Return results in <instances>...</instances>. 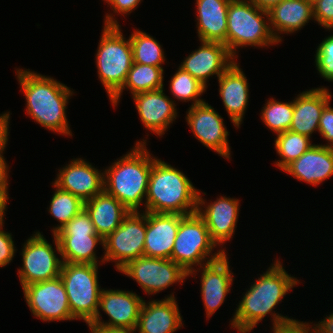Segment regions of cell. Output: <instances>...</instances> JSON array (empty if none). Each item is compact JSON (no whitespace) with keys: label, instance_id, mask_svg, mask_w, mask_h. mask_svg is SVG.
I'll use <instances>...</instances> for the list:
<instances>
[{"label":"cell","instance_id":"6da1fadb","mask_svg":"<svg viewBox=\"0 0 333 333\" xmlns=\"http://www.w3.org/2000/svg\"><path fill=\"white\" fill-rule=\"evenodd\" d=\"M300 280L288 274L283 264L279 260H274L268 269L260 274L254 284L251 283L242 296V300L236 307L234 316L230 321L233 329L238 333H250L259 322L265 319L267 314H270V319L273 326L282 325L294 320L288 316H284L279 312L273 311L276 309L287 293L299 285ZM274 312V313H273Z\"/></svg>","mask_w":333,"mask_h":333},{"label":"cell","instance_id":"7a4b0ae2","mask_svg":"<svg viewBox=\"0 0 333 333\" xmlns=\"http://www.w3.org/2000/svg\"><path fill=\"white\" fill-rule=\"evenodd\" d=\"M16 75L26 101V113L37 124L61 135L72 137L66 109L74 92L53 77L17 68Z\"/></svg>","mask_w":333,"mask_h":333},{"label":"cell","instance_id":"3957f363","mask_svg":"<svg viewBox=\"0 0 333 333\" xmlns=\"http://www.w3.org/2000/svg\"><path fill=\"white\" fill-rule=\"evenodd\" d=\"M147 140L136 141L134 147L104 172V191L114 196L130 212H139L145 204L154 156L147 150ZM144 199V200H143Z\"/></svg>","mask_w":333,"mask_h":333},{"label":"cell","instance_id":"277c9868","mask_svg":"<svg viewBox=\"0 0 333 333\" xmlns=\"http://www.w3.org/2000/svg\"><path fill=\"white\" fill-rule=\"evenodd\" d=\"M157 158L149 176L145 211L179 215L197 212L199 190L182 171Z\"/></svg>","mask_w":333,"mask_h":333},{"label":"cell","instance_id":"5b68a950","mask_svg":"<svg viewBox=\"0 0 333 333\" xmlns=\"http://www.w3.org/2000/svg\"><path fill=\"white\" fill-rule=\"evenodd\" d=\"M96 55L98 78L109 100L122 88L133 65L130 38L124 37L113 13H107Z\"/></svg>","mask_w":333,"mask_h":333},{"label":"cell","instance_id":"8992f818","mask_svg":"<svg viewBox=\"0 0 333 333\" xmlns=\"http://www.w3.org/2000/svg\"><path fill=\"white\" fill-rule=\"evenodd\" d=\"M277 44L270 28L268 11L259 9L252 2L230 1L226 47L235 60L238 59L239 47L269 48Z\"/></svg>","mask_w":333,"mask_h":333},{"label":"cell","instance_id":"52a82bcc","mask_svg":"<svg viewBox=\"0 0 333 333\" xmlns=\"http://www.w3.org/2000/svg\"><path fill=\"white\" fill-rule=\"evenodd\" d=\"M216 247L204 220L195 212L180 220L171 259L189 273L194 267L216 261L226 253L224 248L216 250ZM214 250L217 252L213 254Z\"/></svg>","mask_w":333,"mask_h":333},{"label":"cell","instance_id":"ba28073f","mask_svg":"<svg viewBox=\"0 0 333 333\" xmlns=\"http://www.w3.org/2000/svg\"><path fill=\"white\" fill-rule=\"evenodd\" d=\"M98 266L92 264L63 263L60 278L64 283L69 307L76 320L90 323L99 307L101 286Z\"/></svg>","mask_w":333,"mask_h":333},{"label":"cell","instance_id":"9c48e42d","mask_svg":"<svg viewBox=\"0 0 333 333\" xmlns=\"http://www.w3.org/2000/svg\"><path fill=\"white\" fill-rule=\"evenodd\" d=\"M54 235L59 243L63 263L92 265L105 263L98 260L95 251L98 243L103 246V238L96 233L84 208Z\"/></svg>","mask_w":333,"mask_h":333},{"label":"cell","instance_id":"30bf717a","mask_svg":"<svg viewBox=\"0 0 333 333\" xmlns=\"http://www.w3.org/2000/svg\"><path fill=\"white\" fill-rule=\"evenodd\" d=\"M34 233L25 241L21 252L23 264L17 274L22 287L52 280L61 274L63 261L58 257L61 253L57 237L52 234L53 248L41 232Z\"/></svg>","mask_w":333,"mask_h":333},{"label":"cell","instance_id":"8fae6325","mask_svg":"<svg viewBox=\"0 0 333 333\" xmlns=\"http://www.w3.org/2000/svg\"><path fill=\"white\" fill-rule=\"evenodd\" d=\"M143 212V213H142ZM146 211L130 212L121 225L103 239L102 261L114 262L120 271L129 262L144 256Z\"/></svg>","mask_w":333,"mask_h":333},{"label":"cell","instance_id":"7c38bea8","mask_svg":"<svg viewBox=\"0 0 333 333\" xmlns=\"http://www.w3.org/2000/svg\"><path fill=\"white\" fill-rule=\"evenodd\" d=\"M119 272L135 280L148 295H154L171 285L183 284L188 273L172 259L142 256L129 262Z\"/></svg>","mask_w":333,"mask_h":333},{"label":"cell","instance_id":"4fadbf2b","mask_svg":"<svg viewBox=\"0 0 333 333\" xmlns=\"http://www.w3.org/2000/svg\"><path fill=\"white\" fill-rule=\"evenodd\" d=\"M29 310L43 322L76 320L71 313L64 283L58 278L22 287Z\"/></svg>","mask_w":333,"mask_h":333},{"label":"cell","instance_id":"5bb4252c","mask_svg":"<svg viewBox=\"0 0 333 333\" xmlns=\"http://www.w3.org/2000/svg\"><path fill=\"white\" fill-rule=\"evenodd\" d=\"M143 301L141 296L132 291L102 288L98 312L90 323L110 330L135 329ZM100 310L107 314L108 322L102 319Z\"/></svg>","mask_w":333,"mask_h":333},{"label":"cell","instance_id":"9a60e30c","mask_svg":"<svg viewBox=\"0 0 333 333\" xmlns=\"http://www.w3.org/2000/svg\"><path fill=\"white\" fill-rule=\"evenodd\" d=\"M186 122L194 137L209 150H213L222 158L230 160L229 133L225 121L219 113L206 101L190 106L186 111Z\"/></svg>","mask_w":333,"mask_h":333},{"label":"cell","instance_id":"2e32d148","mask_svg":"<svg viewBox=\"0 0 333 333\" xmlns=\"http://www.w3.org/2000/svg\"><path fill=\"white\" fill-rule=\"evenodd\" d=\"M201 193L199 190L197 213L204 220L211 239L217 246L224 247L225 242L234 236L239 216L240 200L233 197L219 196L214 202H207Z\"/></svg>","mask_w":333,"mask_h":333},{"label":"cell","instance_id":"e0dca14e","mask_svg":"<svg viewBox=\"0 0 333 333\" xmlns=\"http://www.w3.org/2000/svg\"><path fill=\"white\" fill-rule=\"evenodd\" d=\"M56 174L55 186L86 202L104 190V172L85 159L74 158Z\"/></svg>","mask_w":333,"mask_h":333},{"label":"cell","instance_id":"ac0fdd59","mask_svg":"<svg viewBox=\"0 0 333 333\" xmlns=\"http://www.w3.org/2000/svg\"><path fill=\"white\" fill-rule=\"evenodd\" d=\"M227 255L228 254L225 253L220 259L188 273V276H194L197 272H202L200 289L206 318L208 320L224 303L233 284L234 275L232 269H230Z\"/></svg>","mask_w":333,"mask_h":333},{"label":"cell","instance_id":"d6986e66","mask_svg":"<svg viewBox=\"0 0 333 333\" xmlns=\"http://www.w3.org/2000/svg\"><path fill=\"white\" fill-rule=\"evenodd\" d=\"M164 91L163 87L132 96L143 127L158 136L164 135L178 116L176 101L165 95Z\"/></svg>","mask_w":333,"mask_h":333},{"label":"cell","instance_id":"ffe728a7","mask_svg":"<svg viewBox=\"0 0 333 333\" xmlns=\"http://www.w3.org/2000/svg\"><path fill=\"white\" fill-rule=\"evenodd\" d=\"M201 46L191 52L181 62L180 68L207 86L209 78L216 75L217 79L235 61L227 47L219 42L200 41Z\"/></svg>","mask_w":333,"mask_h":333},{"label":"cell","instance_id":"44dd1931","mask_svg":"<svg viewBox=\"0 0 333 333\" xmlns=\"http://www.w3.org/2000/svg\"><path fill=\"white\" fill-rule=\"evenodd\" d=\"M183 216L146 212L144 256L171 259L180 220Z\"/></svg>","mask_w":333,"mask_h":333},{"label":"cell","instance_id":"7402d4cb","mask_svg":"<svg viewBox=\"0 0 333 333\" xmlns=\"http://www.w3.org/2000/svg\"><path fill=\"white\" fill-rule=\"evenodd\" d=\"M183 318L174 293L163 300L143 301L135 331L138 333H174L183 326Z\"/></svg>","mask_w":333,"mask_h":333},{"label":"cell","instance_id":"603a6c76","mask_svg":"<svg viewBox=\"0 0 333 333\" xmlns=\"http://www.w3.org/2000/svg\"><path fill=\"white\" fill-rule=\"evenodd\" d=\"M235 60L218 78L219 94L231 123L237 129L243 123L249 99L246 75Z\"/></svg>","mask_w":333,"mask_h":333},{"label":"cell","instance_id":"cb8c5ba5","mask_svg":"<svg viewBox=\"0 0 333 333\" xmlns=\"http://www.w3.org/2000/svg\"><path fill=\"white\" fill-rule=\"evenodd\" d=\"M332 100L327 87L305 90L293 100V116L290 131L312 138L319 131V119L324 107Z\"/></svg>","mask_w":333,"mask_h":333},{"label":"cell","instance_id":"d4e9b609","mask_svg":"<svg viewBox=\"0 0 333 333\" xmlns=\"http://www.w3.org/2000/svg\"><path fill=\"white\" fill-rule=\"evenodd\" d=\"M282 171L298 181L318 186L333 176V147L314 144Z\"/></svg>","mask_w":333,"mask_h":333},{"label":"cell","instance_id":"484cf974","mask_svg":"<svg viewBox=\"0 0 333 333\" xmlns=\"http://www.w3.org/2000/svg\"><path fill=\"white\" fill-rule=\"evenodd\" d=\"M271 31L278 41L281 34H293L301 30L313 17L312 0H282L269 11Z\"/></svg>","mask_w":333,"mask_h":333},{"label":"cell","instance_id":"4316f807","mask_svg":"<svg viewBox=\"0 0 333 333\" xmlns=\"http://www.w3.org/2000/svg\"><path fill=\"white\" fill-rule=\"evenodd\" d=\"M229 0H196V28L200 41L226 45Z\"/></svg>","mask_w":333,"mask_h":333},{"label":"cell","instance_id":"83f0119b","mask_svg":"<svg viewBox=\"0 0 333 333\" xmlns=\"http://www.w3.org/2000/svg\"><path fill=\"white\" fill-rule=\"evenodd\" d=\"M84 209L89 214L96 233L103 239L113 233L130 213L120 201L104 190L84 202Z\"/></svg>","mask_w":333,"mask_h":333},{"label":"cell","instance_id":"f1b7e54d","mask_svg":"<svg viewBox=\"0 0 333 333\" xmlns=\"http://www.w3.org/2000/svg\"><path fill=\"white\" fill-rule=\"evenodd\" d=\"M163 75V67L133 63L122 88L110 99L112 106L118 105L123 90H129L133 96L136 93L163 88Z\"/></svg>","mask_w":333,"mask_h":333},{"label":"cell","instance_id":"f546056e","mask_svg":"<svg viewBox=\"0 0 333 333\" xmlns=\"http://www.w3.org/2000/svg\"><path fill=\"white\" fill-rule=\"evenodd\" d=\"M131 33L133 63L162 67L166 56L159 41L143 30L135 29Z\"/></svg>","mask_w":333,"mask_h":333},{"label":"cell","instance_id":"4dcf8cb0","mask_svg":"<svg viewBox=\"0 0 333 333\" xmlns=\"http://www.w3.org/2000/svg\"><path fill=\"white\" fill-rule=\"evenodd\" d=\"M276 136L274 147L280 160L275 161L274 165L281 171L314 145L308 136L290 130Z\"/></svg>","mask_w":333,"mask_h":333},{"label":"cell","instance_id":"1f68e13d","mask_svg":"<svg viewBox=\"0 0 333 333\" xmlns=\"http://www.w3.org/2000/svg\"><path fill=\"white\" fill-rule=\"evenodd\" d=\"M52 186L55 192L52 195L48 213L60 223L53 226L51 230L52 234H55L84 208V202L72 193L63 191L54 184Z\"/></svg>","mask_w":333,"mask_h":333},{"label":"cell","instance_id":"d6a6232c","mask_svg":"<svg viewBox=\"0 0 333 333\" xmlns=\"http://www.w3.org/2000/svg\"><path fill=\"white\" fill-rule=\"evenodd\" d=\"M177 69L178 70L170 80L169 88L171 91L170 93H172L171 95H173L178 101H192L191 106L205 102L201 96L205 93L207 87L191 76L187 71H184L180 67Z\"/></svg>","mask_w":333,"mask_h":333},{"label":"cell","instance_id":"836d02e7","mask_svg":"<svg viewBox=\"0 0 333 333\" xmlns=\"http://www.w3.org/2000/svg\"><path fill=\"white\" fill-rule=\"evenodd\" d=\"M261 109V120L273 133L288 131L292 124L293 101L280 102L273 97L268 99Z\"/></svg>","mask_w":333,"mask_h":333},{"label":"cell","instance_id":"e575fe53","mask_svg":"<svg viewBox=\"0 0 333 333\" xmlns=\"http://www.w3.org/2000/svg\"><path fill=\"white\" fill-rule=\"evenodd\" d=\"M317 47L315 67L323 79L333 82V34L324 38Z\"/></svg>","mask_w":333,"mask_h":333},{"label":"cell","instance_id":"d590c367","mask_svg":"<svg viewBox=\"0 0 333 333\" xmlns=\"http://www.w3.org/2000/svg\"><path fill=\"white\" fill-rule=\"evenodd\" d=\"M314 21L326 30H333V0H313Z\"/></svg>","mask_w":333,"mask_h":333},{"label":"cell","instance_id":"8d00e7d4","mask_svg":"<svg viewBox=\"0 0 333 333\" xmlns=\"http://www.w3.org/2000/svg\"><path fill=\"white\" fill-rule=\"evenodd\" d=\"M4 223V220L0 222V268L12 262L17 250L11 233L2 230Z\"/></svg>","mask_w":333,"mask_h":333},{"label":"cell","instance_id":"74e56055","mask_svg":"<svg viewBox=\"0 0 333 333\" xmlns=\"http://www.w3.org/2000/svg\"><path fill=\"white\" fill-rule=\"evenodd\" d=\"M318 133L328 142L323 146L333 147V108L330 106V102L322 111Z\"/></svg>","mask_w":333,"mask_h":333},{"label":"cell","instance_id":"f35d334b","mask_svg":"<svg viewBox=\"0 0 333 333\" xmlns=\"http://www.w3.org/2000/svg\"><path fill=\"white\" fill-rule=\"evenodd\" d=\"M312 323L294 319L285 324L273 326L271 330L273 331L272 333H313Z\"/></svg>","mask_w":333,"mask_h":333},{"label":"cell","instance_id":"ab89813d","mask_svg":"<svg viewBox=\"0 0 333 333\" xmlns=\"http://www.w3.org/2000/svg\"><path fill=\"white\" fill-rule=\"evenodd\" d=\"M104 3L108 4L112 9L113 13L116 15H130L133 10H136L138 5L142 2V0H103Z\"/></svg>","mask_w":333,"mask_h":333},{"label":"cell","instance_id":"60d3db41","mask_svg":"<svg viewBox=\"0 0 333 333\" xmlns=\"http://www.w3.org/2000/svg\"><path fill=\"white\" fill-rule=\"evenodd\" d=\"M9 166L4 156H0V197L8 203V186H9Z\"/></svg>","mask_w":333,"mask_h":333},{"label":"cell","instance_id":"b9f144b4","mask_svg":"<svg viewBox=\"0 0 333 333\" xmlns=\"http://www.w3.org/2000/svg\"><path fill=\"white\" fill-rule=\"evenodd\" d=\"M10 112L6 111L0 114V156H3V153L8 144V135H9V121H10Z\"/></svg>","mask_w":333,"mask_h":333},{"label":"cell","instance_id":"7bdbcfd3","mask_svg":"<svg viewBox=\"0 0 333 333\" xmlns=\"http://www.w3.org/2000/svg\"><path fill=\"white\" fill-rule=\"evenodd\" d=\"M313 333H333V313L330 312L329 316L319 321L317 324L314 322L312 326Z\"/></svg>","mask_w":333,"mask_h":333},{"label":"cell","instance_id":"ee69618b","mask_svg":"<svg viewBox=\"0 0 333 333\" xmlns=\"http://www.w3.org/2000/svg\"><path fill=\"white\" fill-rule=\"evenodd\" d=\"M282 0H252L251 2L259 9L269 11L273 6L279 4Z\"/></svg>","mask_w":333,"mask_h":333},{"label":"cell","instance_id":"f6af8a7d","mask_svg":"<svg viewBox=\"0 0 333 333\" xmlns=\"http://www.w3.org/2000/svg\"><path fill=\"white\" fill-rule=\"evenodd\" d=\"M90 333H115V330L105 329L91 323H87Z\"/></svg>","mask_w":333,"mask_h":333},{"label":"cell","instance_id":"bcb514c9","mask_svg":"<svg viewBox=\"0 0 333 333\" xmlns=\"http://www.w3.org/2000/svg\"><path fill=\"white\" fill-rule=\"evenodd\" d=\"M7 203L0 197V222L4 220L5 211L7 210Z\"/></svg>","mask_w":333,"mask_h":333},{"label":"cell","instance_id":"7dc6e473","mask_svg":"<svg viewBox=\"0 0 333 333\" xmlns=\"http://www.w3.org/2000/svg\"><path fill=\"white\" fill-rule=\"evenodd\" d=\"M115 333H137L135 329L132 330H115Z\"/></svg>","mask_w":333,"mask_h":333},{"label":"cell","instance_id":"c3c4849f","mask_svg":"<svg viewBox=\"0 0 333 333\" xmlns=\"http://www.w3.org/2000/svg\"><path fill=\"white\" fill-rule=\"evenodd\" d=\"M229 1H239V2H240V1H243V2L246 1V2H251L252 0H229Z\"/></svg>","mask_w":333,"mask_h":333}]
</instances>
